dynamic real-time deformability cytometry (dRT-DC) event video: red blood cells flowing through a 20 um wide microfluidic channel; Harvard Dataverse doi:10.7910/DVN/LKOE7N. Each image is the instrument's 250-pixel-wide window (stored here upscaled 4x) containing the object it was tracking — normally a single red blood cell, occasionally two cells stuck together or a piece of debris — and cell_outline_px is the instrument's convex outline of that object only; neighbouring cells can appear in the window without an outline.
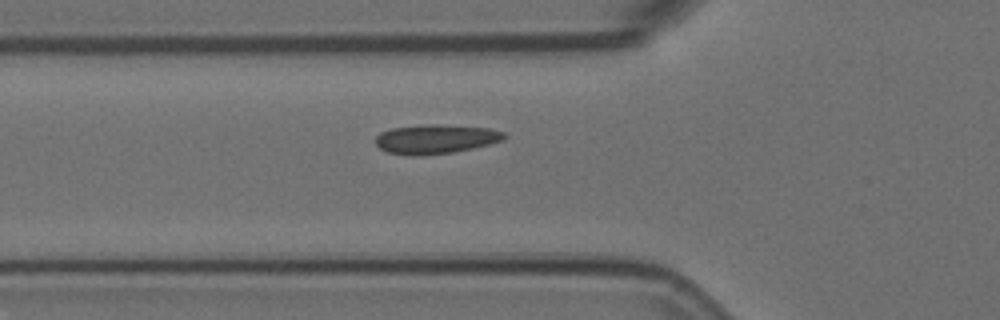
{"species": "Egyptian fruit bat (a non-hibernating species)", "species_latin": "Rousettus aegyptiacus", "temperature_condition": "room temperature", "stored_images_in_passage": 5, "camera_frame_rate_fps": 3000, "um_per_image_px": 0.085, "animal": {"sex": "female"}, "frame": {"image": 1, "passage_image": 5, "time_ms": 1.333, "image_size_px": [1000, 320], "cell_outline_px": [[508, 136], [500, 140], [488, 144], [472, 148], [452, 152], [416, 156], [412, 156], [388, 152], [380, 148], [376, 144], [376, 136], [380, 132], [392, 128], [428, 124], [436, 124], [488, 128], [504, 132]], "centroid_in_image_um": [37.0, 11.82], "position_along_channel_um": 88.8, "area_um2": 21.68}}